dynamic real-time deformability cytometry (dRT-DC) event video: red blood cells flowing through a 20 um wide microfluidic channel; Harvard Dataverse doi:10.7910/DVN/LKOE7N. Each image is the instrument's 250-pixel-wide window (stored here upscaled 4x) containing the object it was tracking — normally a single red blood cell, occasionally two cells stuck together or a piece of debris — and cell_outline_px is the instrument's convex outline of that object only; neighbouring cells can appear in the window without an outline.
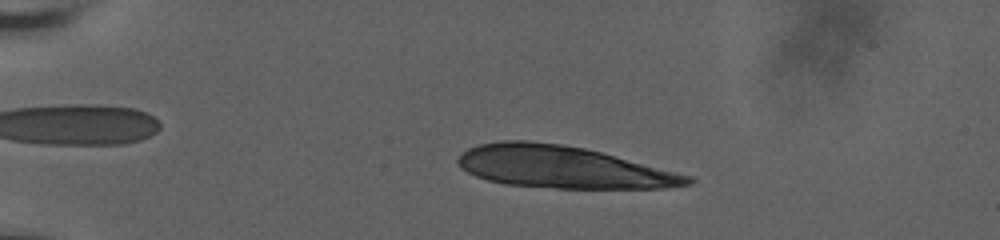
{"species": "human", "species_latin": "Homo sapiens", "temperature_condition": "room temperature", "stored_images_in_passage": 20, "camera_frame_rate_fps": 3000, "um_per_image_px": 0.085, "donor": {"sex": "male"}, "frame": {"image": 1, "passage_image": 12, "time_ms": 3.667, "image_size_px": [1000, 240], "cell_outline_px": [[696, 180], [692, 184], [664, 188], [556, 188], [504, 184], [488, 180], [476, 176], [460, 168], [456, 160], [468, 148], [480, 144], [500, 140], [528, 140], [560, 144], [584, 148], [600, 152], [692, 176]], "centroid_in_image_um": [47.81, 14.2], "position_along_channel_um": 37.2, "area_um2": 56.07}}